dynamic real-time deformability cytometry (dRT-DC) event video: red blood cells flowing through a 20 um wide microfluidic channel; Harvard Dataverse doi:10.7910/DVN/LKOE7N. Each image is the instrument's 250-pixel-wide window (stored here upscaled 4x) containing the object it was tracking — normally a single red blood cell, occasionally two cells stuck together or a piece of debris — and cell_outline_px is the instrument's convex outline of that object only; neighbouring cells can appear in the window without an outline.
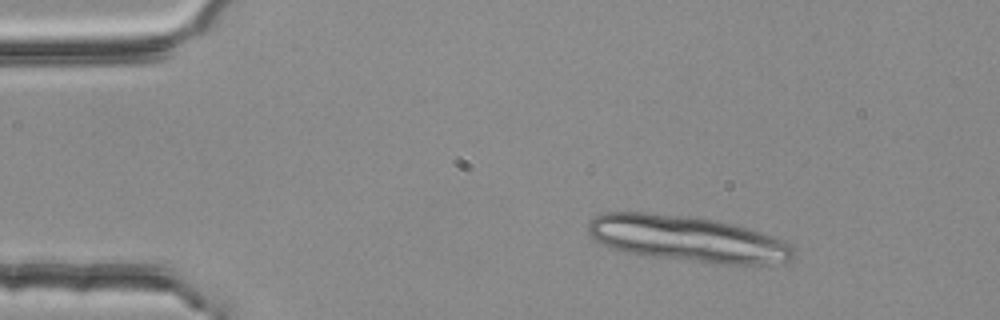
{"species": "common noctule bat (a hibernating species)", "species_latin": "Nyctalus noctula", "temperature_condition": "room temperature", "stored_images_in_passage": 5, "camera_frame_rate_fps": 3000, "um_per_image_px": 0.085, "animal": {"sex": "female", "body_mass_g": 25.1}, "frame": {"image": 1, "passage_image": 2, "time_ms": 0.333, "image_size_px": [1000, 320], "cell_outline_px": [[796, 256], [792, 260], [756, 268], [720, 264], [652, 256], [624, 252], [612, 248], [596, 240], [588, 232], [588, 220], [604, 212], [644, 212], [696, 216], [716, 220], [732, 224], [788, 240], [792, 244]], "centroid_in_image_um": [58.57, 20.32], "position_along_channel_um": 26.4, "area_um2": 56.07}}